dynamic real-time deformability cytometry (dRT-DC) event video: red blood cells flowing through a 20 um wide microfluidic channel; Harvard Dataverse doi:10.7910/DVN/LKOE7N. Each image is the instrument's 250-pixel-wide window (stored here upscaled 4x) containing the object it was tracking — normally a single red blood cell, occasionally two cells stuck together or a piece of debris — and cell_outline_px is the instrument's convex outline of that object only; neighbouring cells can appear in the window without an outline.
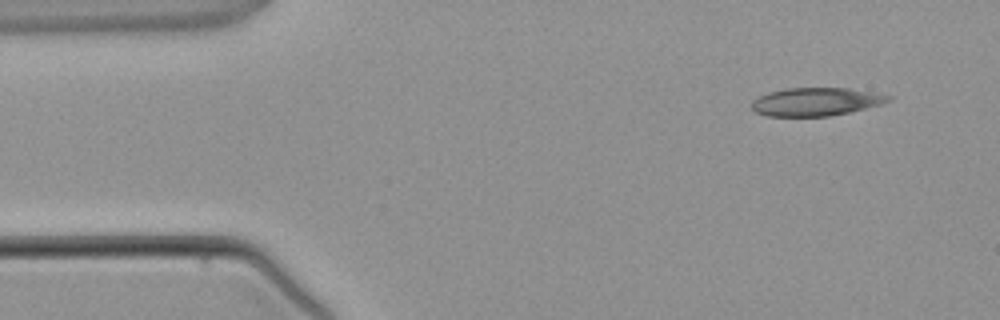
{"species": "common noctule bat (a hibernating species)", "species_latin": "Nyctalus noctula", "temperature_condition": "warm", "stored_images_in_passage": 3, "camera_frame_rate_fps": 3000, "um_per_image_px": 0.085, "animal": {"sex": "male", "body_mass_g": 21.5, "forearm_length_mm": 52.0}, "frame": {"image": 1, "passage_image": 1, "time_ms": 0.0, "image_size_px": [1000, 320], "cell_outline_px": [[892, 100], [880, 104], [848, 112], [828, 116], [768, 116], [756, 112], [752, 108], [752, 100], [768, 92], [784, 88], [848, 88], [872, 92], [892, 96]], "centroid_in_image_um": [69.33, 8.64], "position_along_channel_um": 15.7, "area_um2": 22.25}}
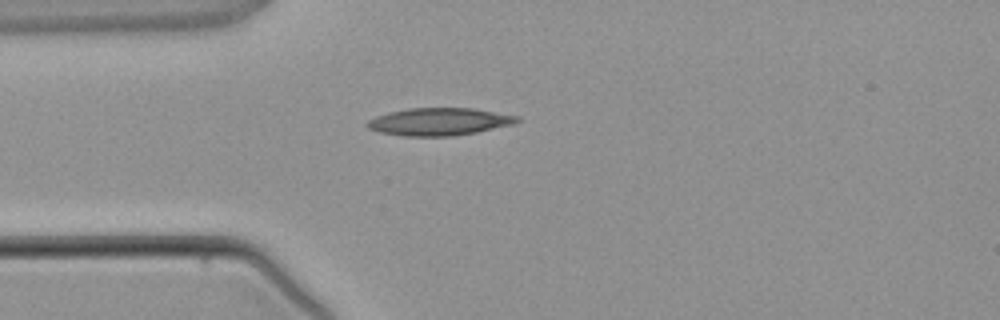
{"frame": {"image": 2, "passage_image": 3, "time_ms": 2.333, "image_size_px": [1000, 320], "cell_outline_px": [[520, 120], [512, 124], [476, 132], [452, 136], [404, 136], [380, 132], [368, 128], [364, 124], [368, 120], [376, 116], [388, 112], [408, 108], [472, 108], [520, 116]], "centroid_in_image_um": [37.3, 10.34], "position_along_channel_um": 47.7, "area_um2": 23.99}}